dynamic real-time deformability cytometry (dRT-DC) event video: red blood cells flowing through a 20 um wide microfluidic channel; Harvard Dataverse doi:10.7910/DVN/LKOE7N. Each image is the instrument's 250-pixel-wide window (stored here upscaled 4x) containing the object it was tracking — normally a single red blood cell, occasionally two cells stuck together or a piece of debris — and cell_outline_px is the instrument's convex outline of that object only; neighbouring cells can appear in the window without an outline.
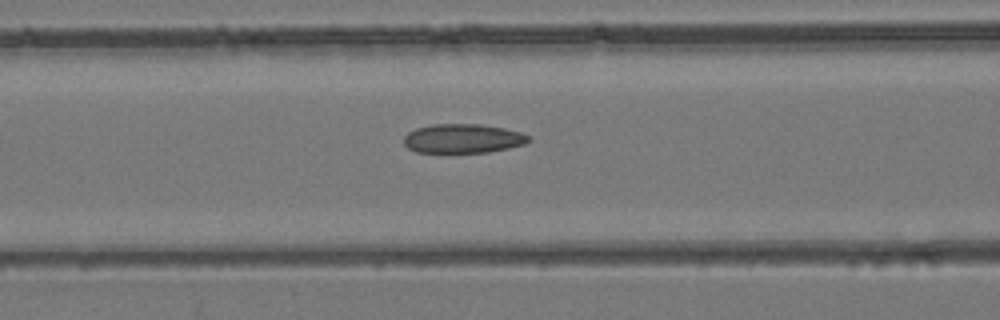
{"species": "common noctule bat (a hibernating species)", "species_latin": "Nyctalus noctula", "temperature_condition": "room temperature", "stored_images_in_passage": 27, "camera_frame_rate_fps": 3000, "um_per_image_px": 0.085, "animal": {"sex": "female", "body_mass_g": 24.6, "forearm_length_mm": 56.2}, "frame": {"image": 1, "passage_image": 9, "time_ms": 2.667, "image_size_px": [1000, 320], "cell_outline_px": [[532, 140], [524, 144], [508, 148], [488, 152], [416, 152], [408, 148], [404, 144], [404, 136], [408, 132], [416, 128], [432, 124], [480, 124], [504, 128], [520, 132], [528, 136]], "centroid_in_image_um": [39.33, 11.77], "position_along_channel_um": 127.3, "area_um2": 21.15}}
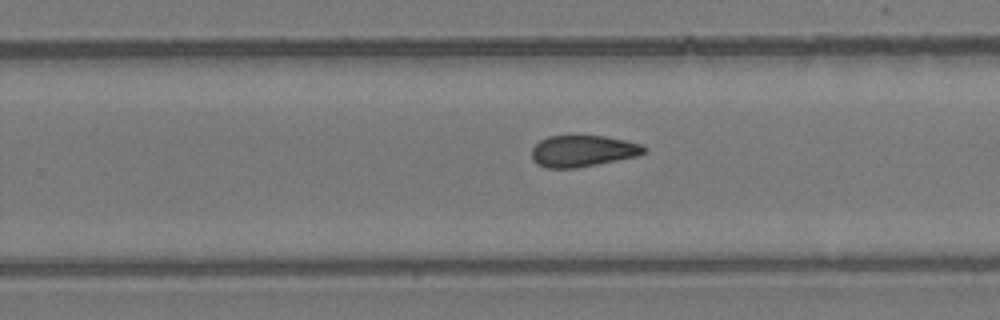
{"frame": {"image": 2, "passage_image": 19, "time_ms": 6.0, "image_size_px": [1000, 320], "cell_outline_px": [[648, 152], [636, 156], [576, 168], [548, 168], [536, 164], [532, 160], [532, 148], [540, 140], [548, 136], [576, 132], [604, 136], [644, 144], [648, 148]], "centroid_in_image_um": [49.53, 12.78], "position_along_channel_um": 280.3, "area_um2": 21.44}}
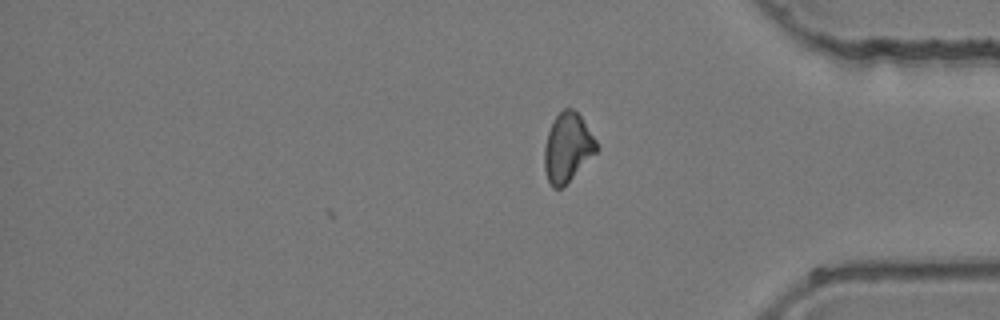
{"frame": {"image": 3, "passage_image": 27, "time_ms": 8.667, "image_size_px": [1000, 320], "cell_outline_px": [[600, 148], [564, 188], [552, 188], [548, 180], [544, 168], [544, 148], [548, 132], [552, 120], [564, 108], [572, 108], [580, 116], [596, 140]], "centroid_in_image_um": [48.24, 12.57], "position_along_channel_um": 387.0, "area_um2": 21.1}}